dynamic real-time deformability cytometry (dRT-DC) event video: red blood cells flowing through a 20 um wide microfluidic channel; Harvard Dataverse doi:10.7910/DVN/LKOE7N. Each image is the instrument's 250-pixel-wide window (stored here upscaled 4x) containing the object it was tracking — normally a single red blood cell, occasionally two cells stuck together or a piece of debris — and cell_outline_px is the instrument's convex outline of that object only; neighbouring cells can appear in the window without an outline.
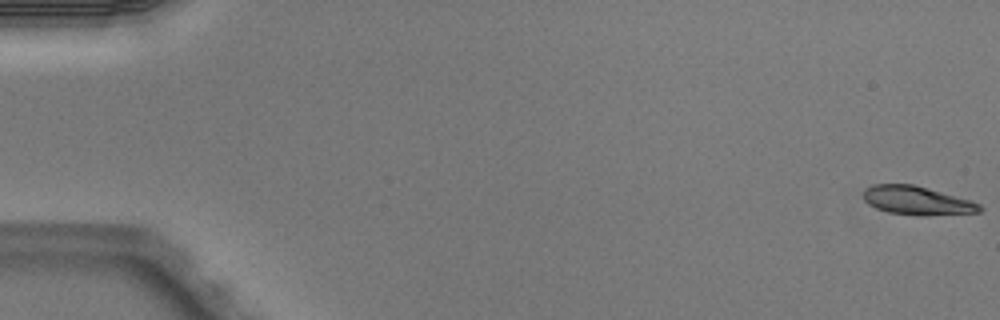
{"species": "Egyptian fruit bat (a non-hibernating species)", "species_latin": "Rousettus aegyptiacus", "temperature_condition": "warm", "stored_images_in_passage": 5, "camera_frame_rate_fps": 3000, "um_per_image_px": 0.085, "animal": {"sex": "male"}, "frame": {"image": 1, "passage_image": 1, "time_ms": 0.0, "image_size_px": [1000, 320], "cell_outline_px": [[984, 208], [980, 212], [924, 216], [888, 212], [876, 208], [868, 204], [864, 200], [864, 188], [872, 184], [912, 184], [968, 200], [980, 204]], "centroid_in_image_um": [77.91, 17.05], "position_along_channel_um": 7.1, "area_um2": 19.19}}
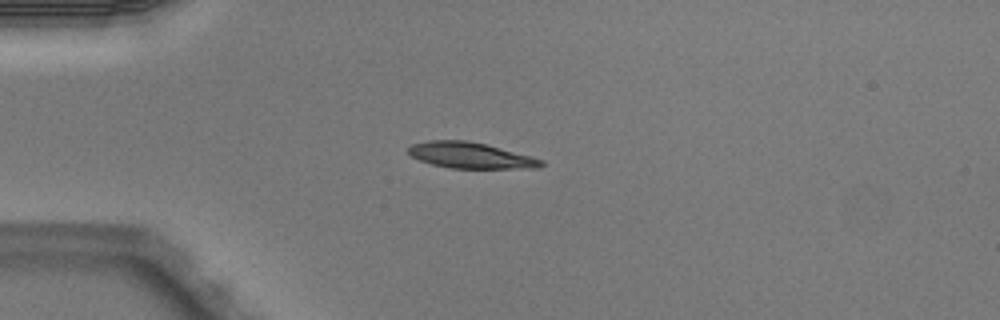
{"frame": {"image": 2, "passage_image": 4, "time_ms": 1.0, "image_size_px": [1000, 320], "cell_outline_px": [[544, 164], [540, 168], [452, 168], [432, 164], [420, 160], [412, 156], [408, 152], [408, 148], [412, 144], [428, 140], [468, 140], [532, 156], [544, 160]], "centroid_in_image_um": [40.01, 13.2], "position_along_channel_um": 45.0, "area_um2": 20.0}}
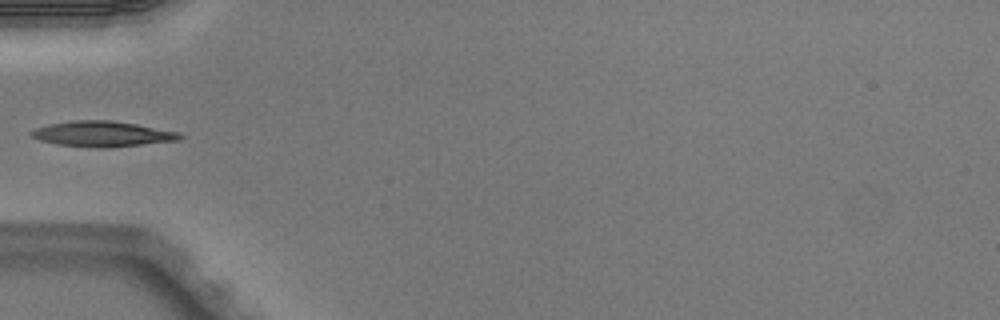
{"frame": {"image": 3, "passage_image": 5, "time_ms": 1.333, "image_size_px": [1000, 320], "cell_outline_px": [[184, 136], [180, 140], [108, 148], [100, 148], [56, 144], [40, 140], [32, 136], [28, 132], [36, 128], [48, 124], [76, 120], [112, 120], [136, 124], [180, 132]], "centroid_in_image_um": [8.72, 11.38], "position_along_channel_um": 76.3, "area_um2": 22.08}}